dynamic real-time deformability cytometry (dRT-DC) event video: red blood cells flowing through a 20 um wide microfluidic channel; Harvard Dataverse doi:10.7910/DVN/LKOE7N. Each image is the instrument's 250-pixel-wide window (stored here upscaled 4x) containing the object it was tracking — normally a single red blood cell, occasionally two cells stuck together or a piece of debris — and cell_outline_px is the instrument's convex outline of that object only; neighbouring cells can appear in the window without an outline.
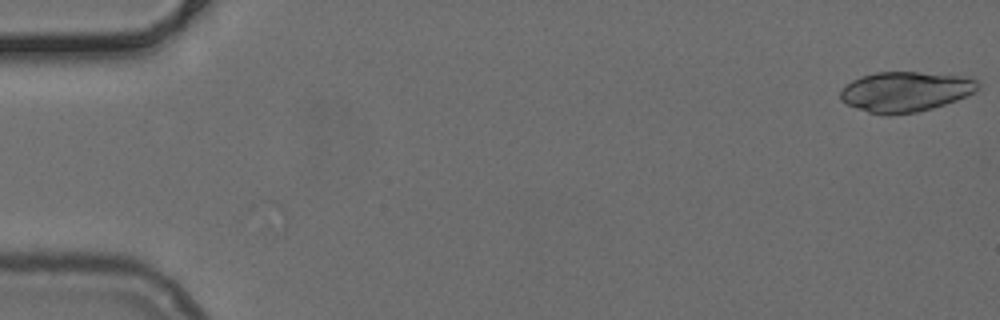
{"species": "common noctule bat (a hibernating species)", "species_latin": "Nyctalus noctula", "temperature_condition": "cold", "stored_images_in_passage": 2, "camera_frame_rate_fps": 3000, "um_per_image_px": 0.085, "animal": {"sex": "female", "body_mass_g": 24.6, "forearm_length_mm": 56.2}, "frame": {"image": 1, "passage_image": 1, "time_ms": 0.0, "image_size_px": [1000, 320], "cell_outline_px": [[980, 88], [976, 92], [956, 100], [932, 108], [916, 112], [888, 116], [868, 112], [856, 108], [840, 100], [840, 88], [852, 80], [860, 76], [876, 72], [920, 72], [964, 76], [976, 80], [980, 84]], "centroid_in_image_um": [76.95, 7.79], "position_along_channel_um": 8.1, "area_um2": 32.43}}